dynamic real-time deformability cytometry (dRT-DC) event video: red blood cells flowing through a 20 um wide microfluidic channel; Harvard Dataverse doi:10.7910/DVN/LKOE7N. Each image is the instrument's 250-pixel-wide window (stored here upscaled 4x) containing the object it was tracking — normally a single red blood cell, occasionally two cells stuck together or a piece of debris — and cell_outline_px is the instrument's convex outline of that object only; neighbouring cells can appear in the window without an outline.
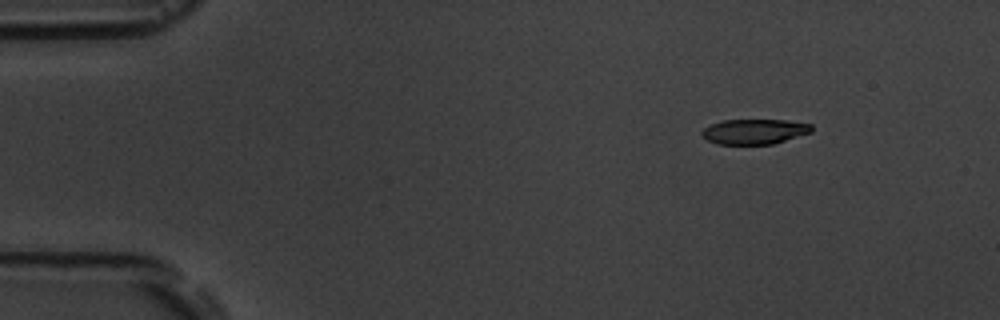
{"species": "common noctule bat (a hibernating species)", "species_latin": "Nyctalus noctula", "temperature_condition": "room temperature", "stored_images_in_passage": 4, "camera_frame_rate_fps": 3000, "um_per_image_px": 0.085, "animal": {"sex": "male", "body_mass_g": 19.5, "forearm_length_mm": 54.6}, "frame": {"image": 1, "passage_image": 1, "time_ms": 0.0, "image_size_px": [1000, 320], "cell_outline_px": [[812, 132], [772, 144], [716, 144], [708, 140], [700, 132], [704, 128], [712, 124], [724, 120], [784, 120], [812, 124]], "centroid_in_image_um": [64.13, 11.18], "position_along_channel_um": 20.9, "area_um2": 15.9}}
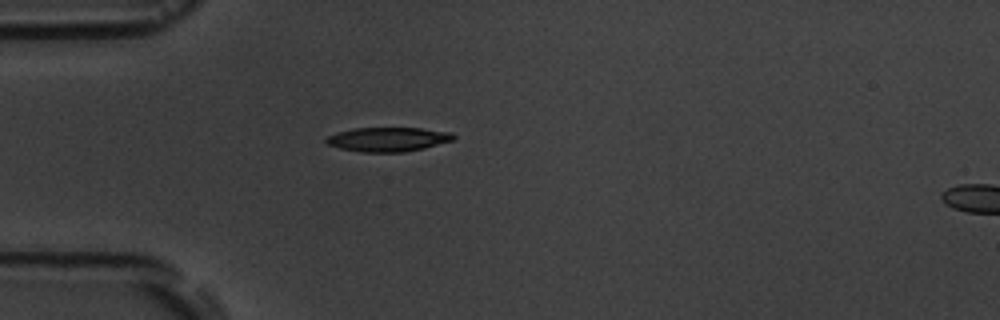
{"frame": {"image": 2, "passage_image": 3, "time_ms": 3.0, "image_size_px": [1000, 320], "cell_outline_px": [[456, 136], [452, 140], [424, 148], [404, 152], [360, 152], [340, 148], [328, 144], [324, 140], [328, 136], [336, 132], [352, 128], [420, 128], [452, 132]], "centroid_in_image_um": [32.96, 11.84], "position_along_channel_um": 52.0, "area_um2": 17.98}}